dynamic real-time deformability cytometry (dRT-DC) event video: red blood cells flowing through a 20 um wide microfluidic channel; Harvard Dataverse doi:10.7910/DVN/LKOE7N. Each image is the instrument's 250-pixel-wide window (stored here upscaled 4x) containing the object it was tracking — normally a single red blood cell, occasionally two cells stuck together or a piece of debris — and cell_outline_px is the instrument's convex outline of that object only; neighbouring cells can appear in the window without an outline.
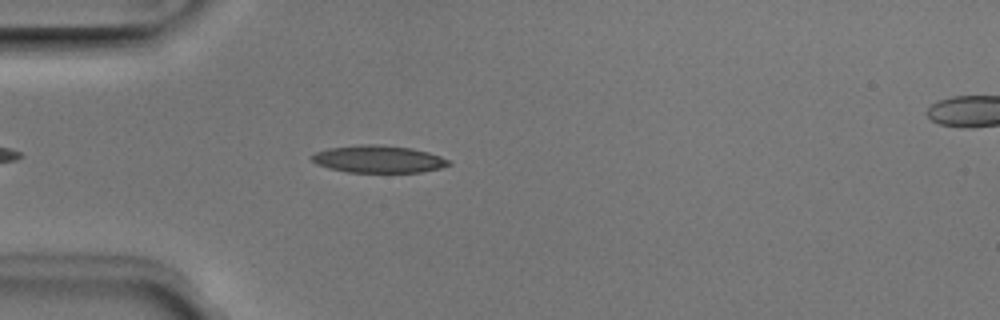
{"species": "Egyptian fruit bat (a non-hibernating species)", "species_latin": "Rousettus aegyptiacus", "temperature_condition": "room temperature", "stored_images_in_passage": 41, "camera_frame_rate_fps": 3000, "um_per_image_px": 0.085, "animal": {"sex": "male"}, "frame": {"image": 1, "passage_image": 5, "time_ms": 1.333, "image_size_px": [1000, 320], "cell_outline_px": [[452, 164], [440, 168], [420, 172], [348, 172], [328, 168], [316, 164], [308, 156], [316, 152], [328, 148], [360, 144], [380, 144], [412, 148], [428, 152], [440, 156], [448, 160]], "centroid_in_image_um": [32.13, 13.52], "position_along_channel_um": 52.9, "area_um2": 21.91}}
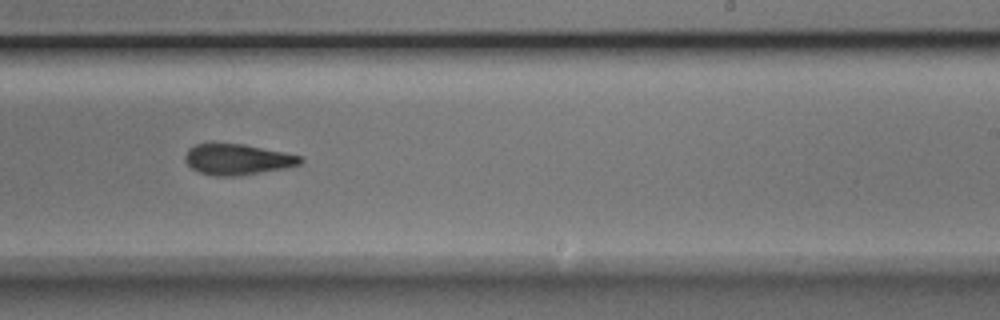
{"frame": {"image": 2, "passage_image": 22, "time_ms": 7.0, "image_size_px": [1000, 320], "cell_outline_px": [[304, 160], [300, 164], [284, 168], [236, 176], [212, 176], [200, 172], [192, 168], [184, 160], [184, 156], [188, 148], [196, 144], [212, 140], [244, 144], [304, 156]], "centroid_in_image_um": [20.13, 13.5], "position_along_channel_um": 268.9, "area_um2": 21.33}}
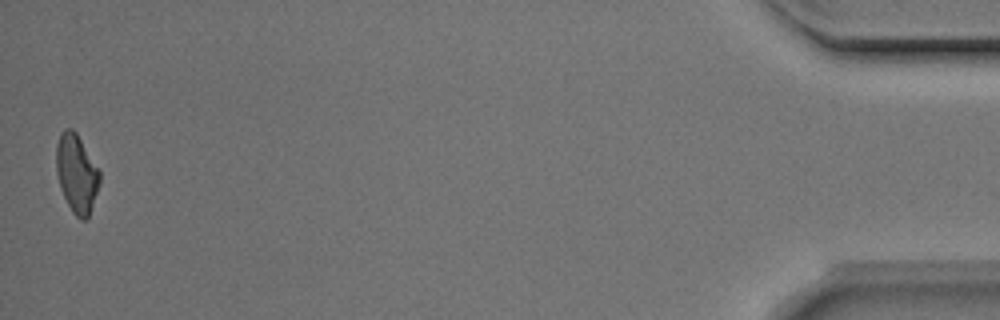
{"frame": {"image": 3, "passage_image": 41, "time_ms": 13.333, "image_size_px": [1000, 320], "cell_outline_px": [[100, 184], [88, 216], [84, 220], [80, 220], [72, 212], [60, 188], [56, 172], [56, 144], [60, 132], [64, 128], [72, 128], [76, 132], [100, 172]], "centroid_in_image_um": [6.49, 14.73], "position_along_channel_um": 428.7, "area_um2": 19.77}, "authors_computed_cell_mechanics": {"area_um2": 20.9236, "velocity_mm_per_s": 3.9873, "shape_relaxation_time_tau1_ms": 2.8583, "shape_relaxation_time_tau2_ms": 2.9167, "deformation_change_tau1": 0.1386, "deformation_change_tau2": 0.1073}}